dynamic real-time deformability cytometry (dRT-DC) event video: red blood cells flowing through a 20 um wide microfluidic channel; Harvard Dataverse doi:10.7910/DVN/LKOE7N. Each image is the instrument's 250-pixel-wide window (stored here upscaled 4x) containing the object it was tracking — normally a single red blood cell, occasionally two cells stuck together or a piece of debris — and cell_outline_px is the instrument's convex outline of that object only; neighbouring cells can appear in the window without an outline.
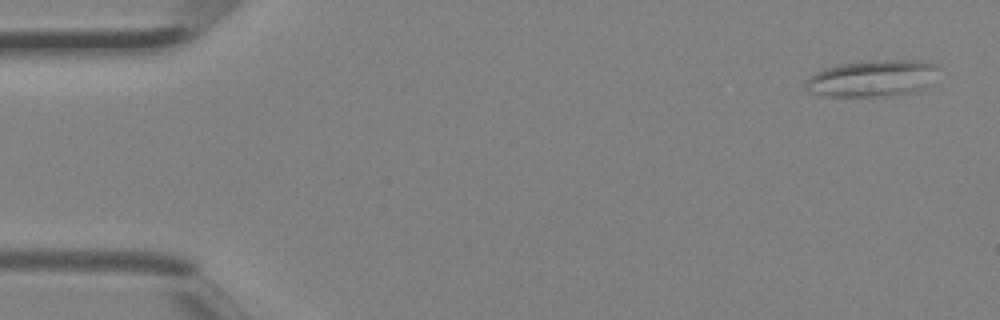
{"species": "Egyptian fruit bat (a non-hibernating species)", "species_latin": "Rousettus aegyptiacus", "temperature_condition": "room temperature", "stored_images_in_passage": 3, "segment_of_instrument_passage": [2, 2], "camera_frame_rate_fps": 3000, "um_per_image_px": 0.085, "animal": {"sex": "female"}, "frame": {"image": 1, "passage_image": 3, "time_ms": 0.667, "image_size_px": [1000, 320], "cell_outline_px": [[940, 68], [924, 88], [912, 92], [888, 96], [824, 96], [812, 92], [804, 88], [804, 80], [808, 76], [824, 68], [840, 64], [872, 60], [920, 60], [936, 64]], "centroid_in_image_um": [74.11, 6.65], "position_along_channel_um": 10.9, "area_um2": 28.44}}